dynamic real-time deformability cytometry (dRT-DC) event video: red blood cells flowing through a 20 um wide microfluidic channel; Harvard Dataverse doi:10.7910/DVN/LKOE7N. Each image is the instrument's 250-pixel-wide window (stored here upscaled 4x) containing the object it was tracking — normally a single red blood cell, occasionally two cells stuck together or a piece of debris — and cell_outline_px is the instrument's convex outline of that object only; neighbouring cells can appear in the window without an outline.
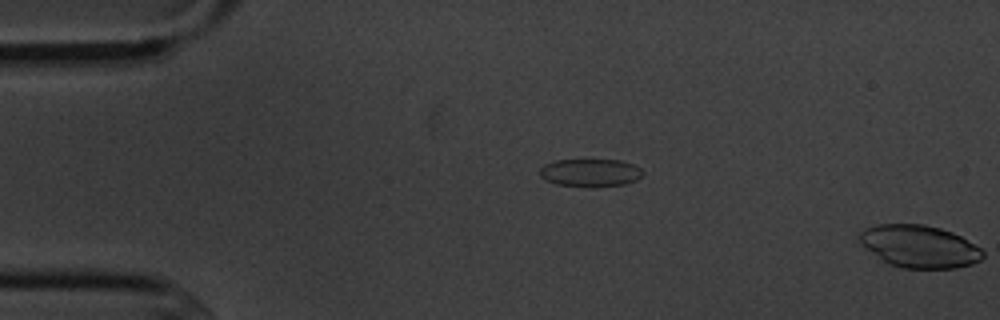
{"species": "common noctule bat (a hibernating species)", "species_latin": "Nyctalus noctula", "temperature_condition": "cold", "stored_images_in_passage": 4, "segment_of_instrument_passage": [2, 2], "camera_frame_rate_fps": 3000, "um_per_image_px": 0.085, "animal": {"sex": "male", "body_mass_g": 20.1, "forearm_length_mm": 53.5}, "frame": {"image": 1, "passage_image": 4, "time_ms": 3.667, "image_size_px": [1000, 320], "cell_outline_px": [[984, 256], [980, 260], [972, 264], [956, 268], [904, 268], [888, 264], [880, 260], [860, 244], [856, 236], [864, 228], [880, 224], [924, 224], [940, 228], [952, 232], [960, 236], [980, 248], [984, 252]], "centroid_in_image_um": [78.1, 20.94], "position_along_channel_um": 6.9, "area_um2": 30.75}}